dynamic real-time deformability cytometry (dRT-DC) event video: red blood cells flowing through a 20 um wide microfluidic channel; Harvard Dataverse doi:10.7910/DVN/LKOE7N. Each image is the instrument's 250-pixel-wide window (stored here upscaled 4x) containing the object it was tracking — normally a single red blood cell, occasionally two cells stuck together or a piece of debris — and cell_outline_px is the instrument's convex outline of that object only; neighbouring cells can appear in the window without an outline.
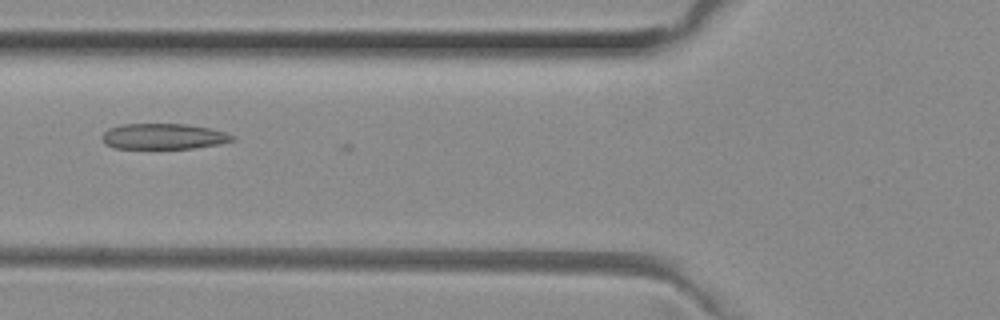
{"species": "common noctule bat (a hibernating species)", "species_latin": "Nyctalus noctula", "temperature_condition": "room temperature", "stored_images_in_passage": 22, "camera_frame_rate_fps": 3000, "um_per_image_px": 0.085, "animal": {"sex": "female", "body_mass_g": 29.2, "forearm_length_mm": 56.3}, "frame": {"image": 1, "passage_image": 19, "time_ms": 6.0, "image_size_px": [1000, 320], "cell_outline_px": [[236, 140], [220, 144], [192, 148], [112, 148], [104, 144], [100, 136], [108, 128], [120, 124], [188, 124], [208, 128], [224, 132], [236, 136]], "centroid_in_image_um": [13.87, 11.59], "position_along_channel_um": 111.9, "area_um2": 19.65}}